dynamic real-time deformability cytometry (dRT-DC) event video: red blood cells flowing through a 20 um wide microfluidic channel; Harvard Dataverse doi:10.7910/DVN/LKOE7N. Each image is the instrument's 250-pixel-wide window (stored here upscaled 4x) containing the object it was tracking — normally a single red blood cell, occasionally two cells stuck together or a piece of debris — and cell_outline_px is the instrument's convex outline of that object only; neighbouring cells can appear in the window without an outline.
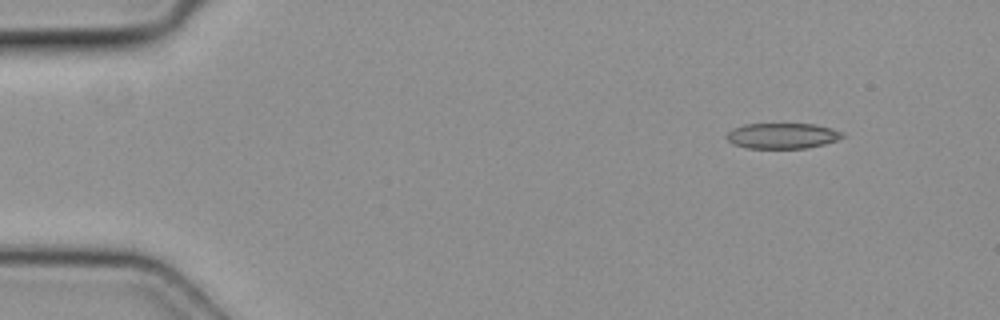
{"species": "common noctule bat (a hibernating species)", "species_latin": "Nyctalus noctula", "temperature_condition": "cold", "stored_images_in_passage": 4, "camera_frame_rate_fps": 3000, "um_per_image_px": 0.085, "animal": {"sex": "female", "body_mass_g": 19.3, "forearm_length_mm": 54.1}, "frame": {"image": 1, "passage_image": 4, "time_ms": 1.0, "image_size_px": [1000, 320], "cell_outline_px": [[844, 136], [836, 140], [824, 144], [804, 148], [748, 148], [732, 144], [724, 136], [732, 128], [744, 124], [812, 124], [832, 128], [844, 132]], "centroid_in_image_um": [66.47, 11.54], "position_along_channel_um": 18.5, "area_um2": 17.28}}